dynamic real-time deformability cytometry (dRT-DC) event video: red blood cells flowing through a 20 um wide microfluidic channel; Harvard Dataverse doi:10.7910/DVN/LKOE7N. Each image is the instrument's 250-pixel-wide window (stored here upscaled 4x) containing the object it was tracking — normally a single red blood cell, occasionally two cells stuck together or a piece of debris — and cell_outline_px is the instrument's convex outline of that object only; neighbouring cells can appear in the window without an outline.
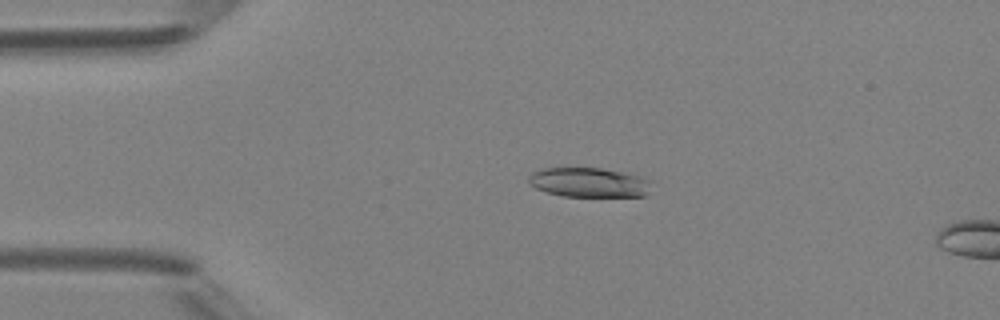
{"species": "Egyptian fruit bat (a non-hibernating species)", "species_latin": "Rousettus aegyptiacus", "temperature_condition": "room temperature", "stored_images_in_passage": 5, "camera_frame_rate_fps": 3000, "um_per_image_px": 0.085, "animal": {"sex": "female"}, "frame": {"image": 1, "passage_image": 4, "time_ms": 3.333, "image_size_px": [1000, 320], "cell_outline_px": [[648, 192], [644, 196], [560, 196], [536, 188], [528, 180], [528, 176], [532, 172], [540, 168], [600, 168], [624, 172], [648, 180]], "centroid_in_image_um": [49.99, 15.5], "position_along_channel_um": 35.0, "area_um2": 20.81}}